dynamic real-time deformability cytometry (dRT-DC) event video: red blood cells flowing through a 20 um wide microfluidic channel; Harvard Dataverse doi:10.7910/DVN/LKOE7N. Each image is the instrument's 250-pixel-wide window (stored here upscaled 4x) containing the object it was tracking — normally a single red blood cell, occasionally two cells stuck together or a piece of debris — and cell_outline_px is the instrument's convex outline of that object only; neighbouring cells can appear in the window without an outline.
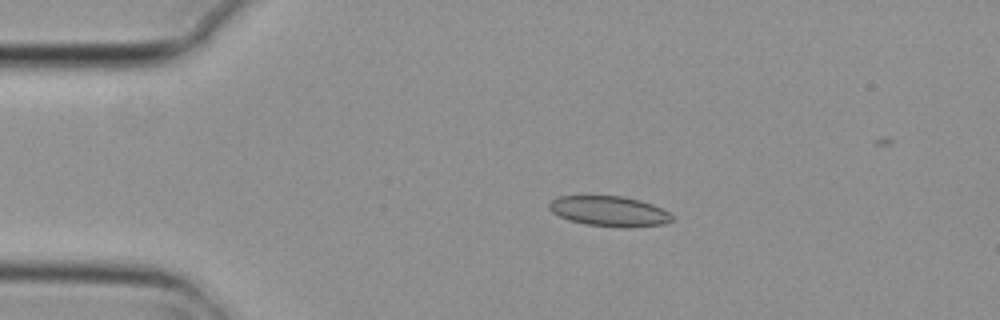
{"species": "common noctule bat (a hibernating species)", "species_latin": "Nyctalus noctula", "temperature_condition": "cold", "stored_images_in_passage": 4, "camera_frame_rate_fps": 3000, "um_per_image_px": 0.085, "animal": {"sex": "female", "body_mass_g": 29.2, "forearm_length_mm": 56.3}, "frame": {"image": 1, "passage_image": 2, "time_ms": 0.333, "image_size_px": [1000, 320], "cell_outline_px": [[672, 220], [664, 224], [628, 228], [620, 228], [588, 224], [568, 220], [552, 212], [548, 208], [548, 204], [552, 200], [560, 196], [624, 196], [640, 200], [652, 204], [668, 212], [672, 216]], "centroid_in_image_um": [51.79, 17.96], "position_along_channel_um": 33.2, "area_um2": 21.62}}
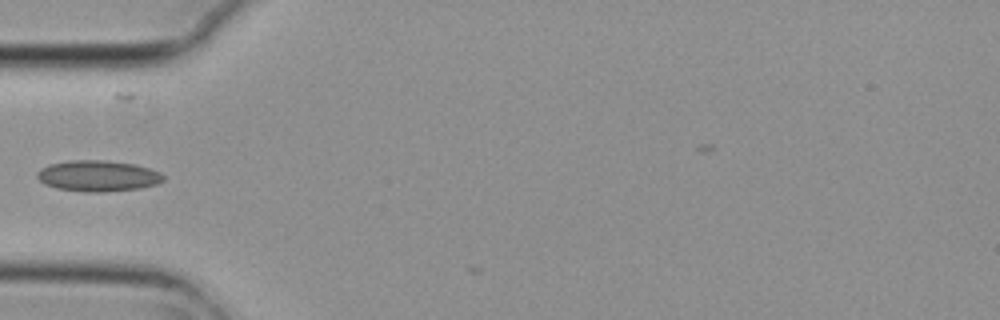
{"frame": {"image": 2, "passage_image": 4, "time_ms": 1.0, "image_size_px": [1000, 320], "cell_outline_px": [[164, 180], [156, 184], [140, 188], [100, 192], [84, 192], [56, 188], [44, 184], [36, 176], [36, 172], [40, 168], [48, 164], [68, 160], [104, 160], [136, 164], [160, 172], [164, 176]], "centroid_in_image_um": [8.29, 14.94], "position_along_channel_um": 76.7, "area_um2": 22.95}}